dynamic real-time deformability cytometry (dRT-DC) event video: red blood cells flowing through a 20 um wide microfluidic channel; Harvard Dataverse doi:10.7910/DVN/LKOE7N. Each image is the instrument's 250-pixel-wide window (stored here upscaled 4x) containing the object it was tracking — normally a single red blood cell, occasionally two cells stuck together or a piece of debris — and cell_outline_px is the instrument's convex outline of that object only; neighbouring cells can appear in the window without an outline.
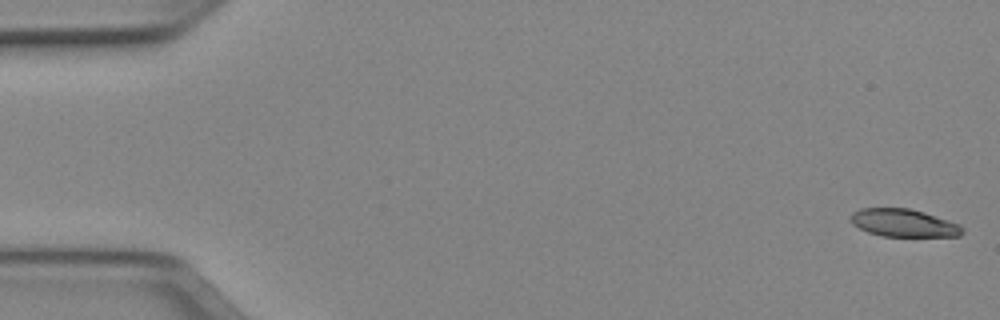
{"species": "Egyptian fruit bat (a non-hibernating species)", "species_latin": "Rousettus aegyptiacus", "temperature_condition": "cold", "stored_images_in_passage": 51, "camera_frame_rate_fps": 3000, "um_per_image_px": 0.085, "animal": {"sex": "female"}, "frame": {"image": 1, "passage_image": 1, "time_ms": 0.0, "image_size_px": [1000, 320], "cell_outline_px": [[964, 232], [960, 236], [880, 236], [868, 232], [852, 224], [848, 216], [852, 212], [860, 208], [908, 208], [924, 212], [960, 224], [964, 228]], "centroid_in_image_um": [76.79, 18.95], "position_along_channel_um": 8.2, "area_um2": 18.21}}
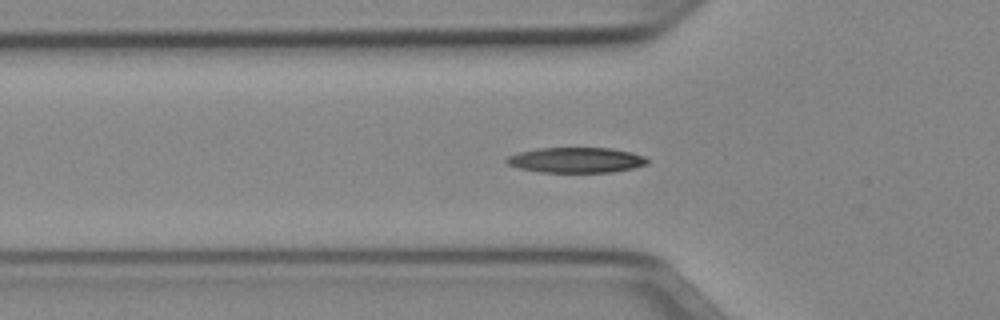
{"frame": {"image": 2, "passage_image": 17, "time_ms": 5.333, "image_size_px": [1000, 320], "cell_outline_px": [[648, 164], [632, 168], [612, 172], [540, 172], [520, 168], [508, 164], [504, 160], [508, 156], [520, 152], [536, 148], [612, 148], [632, 152], [644, 156], [648, 160]], "centroid_in_image_um": [48.98, 13.6], "position_along_channel_um": 76.8, "area_um2": 20.75}}
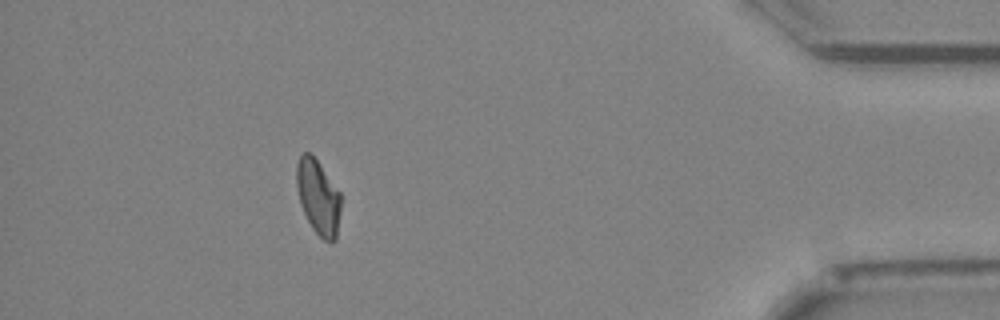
{"frame": {"image": 3, "passage_image": 46, "time_ms": 15.0, "image_size_px": [1000, 320], "cell_outline_px": [[340, 212], [336, 240], [332, 244], [324, 240], [312, 228], [300, 204], [296, 184], [296, 164], [300, 156], [304, 152], [308, 152], [316, 160], [340, 192]], "centroid_in_image_um": [27.04, 16.78], "position_along_channel_um": 408.2, "area_um2": 19.13}, "authors_computed_cell_mechanics": {"area_um2": 19.8254, "velocity_mm_per_s": 3.9697, "shape_relaxation_time_tau1_ms": 3.5219, "shape_relaxation_time_tau2_ms": null, "deformation_change_tau1": 0.1321, "deformation_change_tau2": null}}